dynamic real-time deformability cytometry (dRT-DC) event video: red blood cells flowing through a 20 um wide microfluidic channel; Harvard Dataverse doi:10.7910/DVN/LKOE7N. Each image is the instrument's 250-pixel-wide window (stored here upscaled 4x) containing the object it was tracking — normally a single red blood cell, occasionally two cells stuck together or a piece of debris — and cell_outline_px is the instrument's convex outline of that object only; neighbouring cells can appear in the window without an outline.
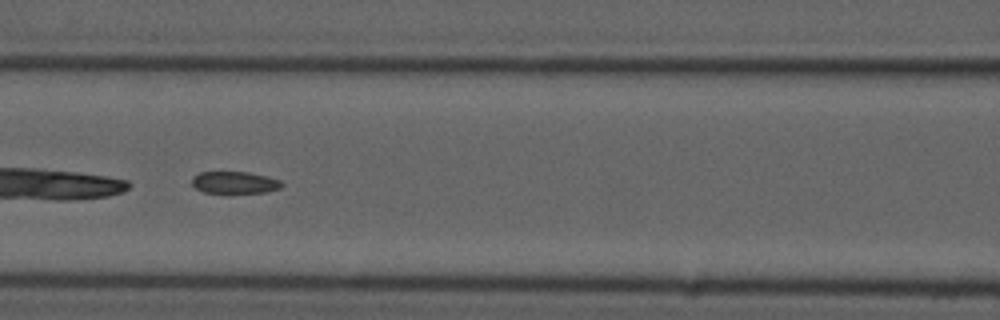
{"species": "common noctule bat (a hibernating species)", "species_latin": "Nyctalus noctula", "temperature_condition": "cold", "stored_images_in_passage": 41, "camera_frame_rate_fps": 3000, "um_per_image_px": 0.085, "animal": {"sex": "male", "forearm_length_mm": 52.5}, "frame": {"image": 1, "passage_image": 12, "time_ms": 3.667, "image_size_px": [1000, 320], "cell_outline_px": [[284, 184], [280, 188], [264, 192], [204, 192], [196, 188], [192, 184], [192, 176], [200, 172], [248, 172], [268, 176], [280, 180]], "centroid_in_image_um": [19.95, 15.49], "position_along_channel_um": 146.6, "area_um2": 11.39}, "authors_computed_cell_mechanics": {"area_um2": 12.8894, "velocity_mm_per_s": 3.7119, "shape_relaxation_time_tau1_ms": null, "shape_relaxation_time_tau2_ms": 1.9859, "deformation_change_tau1": null, "deformation_change_tau2": 0.0549}}